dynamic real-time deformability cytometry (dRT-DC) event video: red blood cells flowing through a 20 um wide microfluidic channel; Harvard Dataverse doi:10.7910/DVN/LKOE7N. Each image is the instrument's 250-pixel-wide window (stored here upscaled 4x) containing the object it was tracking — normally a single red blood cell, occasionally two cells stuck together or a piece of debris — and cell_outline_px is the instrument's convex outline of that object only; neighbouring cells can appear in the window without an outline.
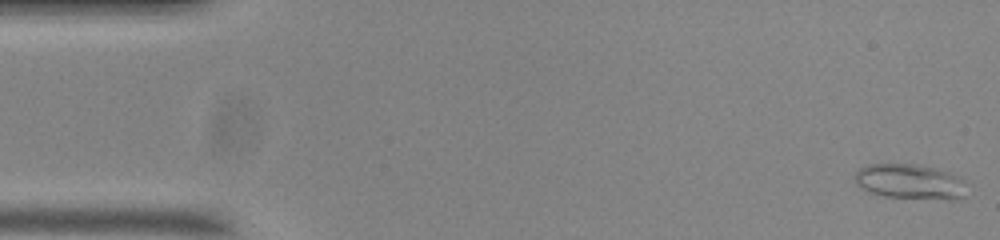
{"species": "common noctule bat (a hibernating species)", "species_latin": "Nyctalus noctula", "temperature_condition": "room temperature", "stored_images_in_passage": 54, "camera_frame_rate_fps": 3000, "um_per_image_px": 0.085, "animal": {"sex": "male", "body_mass_g": 20.0, "forearm_length_mm": 53.3}, "frame": {"image": 1, "passage_image": 1, "time_ms": 0.0, "image_size_px": [1000, 240], "cell_outline_px": [[964, 196], [956, 200], [948, 200], [884, 196], [860, 188], [856, 184], [856, 172], [860, 168], [868, 164], [916, 164], [948, 172], [956, 176], [960, 180]], "centroid_in_image_um": [77.29, 15.45], "position_along_channel_um": 7.7, "area_um2": 22.37}}
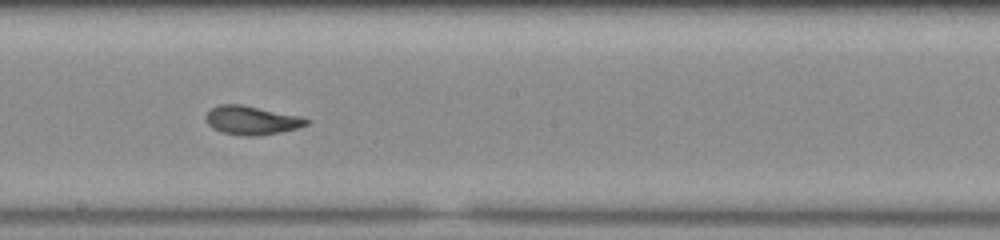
{"frame": {"image": 2, "passage_image": 29, "time_ms": 9.333, "image_size_px": [1000, 240], "cell_outline_px": [[312, 120], [308, 124], [296, 128], [280, 132], [260, 136], [244, 136], [220, 132], [212, 128], [208, 124], [204, 116], [212, 108], [220, 104], [240, 104], [300, 116]], "centroid_in_image_um": [21.38, 10.23], "position_along_channel_um": 226.8, "area_um2": 16.88}}
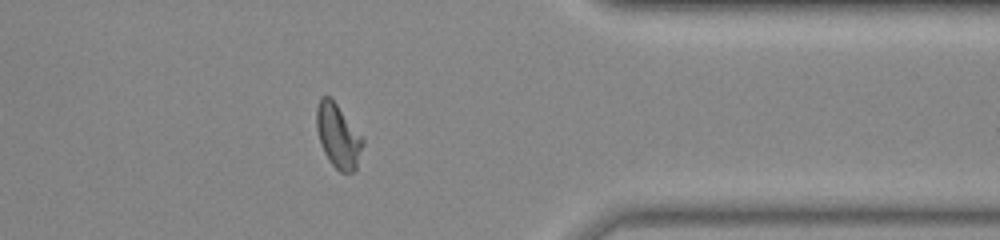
{"frame": {"image": 3, "passage_image": 43, "time_ms": 14.0, "image_size_px": [1000, 240], "cell_outline_px": [[364, 144], [356, 168], [352, 172], [340, 172], [328, 160], [320, 144], [316, 128], [316, 108], [320, 96], [328, 96], [336, 104], [364, 140]], "centroid_in_image_um": [28.71, 11.57], "position_along_channel_um": 382.7, "area_um2": 16.99}, "authors_computed_cell_mechanics": {"area_um2": 16.9065, "velocity_mm_per_s": 3.7032, "shape_relaxation_time_tau1_ms": 9.2577, "shape_relaxation_time_tau2_ms": 1.493, "deformation_change_tau1": 0.2352, "deformation_change_tau2": 0.0804}}